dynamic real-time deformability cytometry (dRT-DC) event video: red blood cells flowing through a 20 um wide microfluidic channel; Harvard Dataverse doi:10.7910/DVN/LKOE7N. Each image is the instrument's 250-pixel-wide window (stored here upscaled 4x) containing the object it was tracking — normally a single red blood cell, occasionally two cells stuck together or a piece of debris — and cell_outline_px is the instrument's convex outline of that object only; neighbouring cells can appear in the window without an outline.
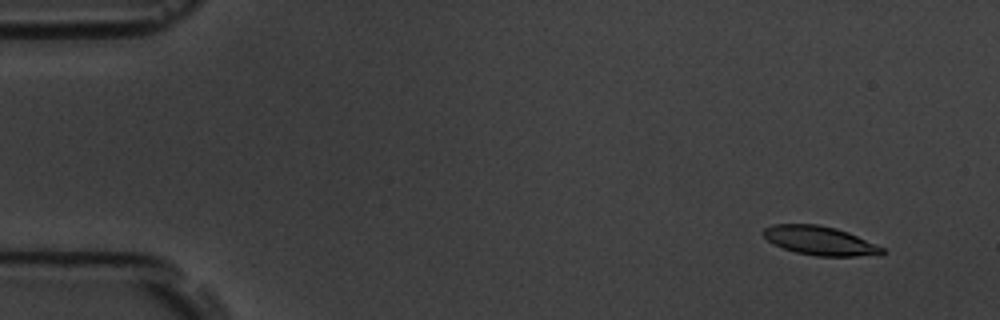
{"species": "common noctule bat (a hibernating species)", "species_latin": "Nyctalus noctula", "temperature_condition": "room temperature", "stored_images_in_passage": 6, "camera_frame_rate_fps": 3000, "um_per_image_px": 0.085, "animal": {"sex": "male", "body_mass_g": 19.5, "forearm_length_mm": 54.6}, "frame": {"image": 1, "passage_image": 1, "time_ms": 0.0, "image_size_px": [1000, 320], "cell_outline_px": [[884, 252], [880, 256], [816, 256], [796, 252], [784, 248], [768, 240], [760, 232], [764, 228], [772, 224], [816, 224], [836, 228], [848, 232], [884, 248]], "centroid_in_image_um": [69.7, 20.46], "position_along_channel_um": 15.3, "area_um2": 20.0}}
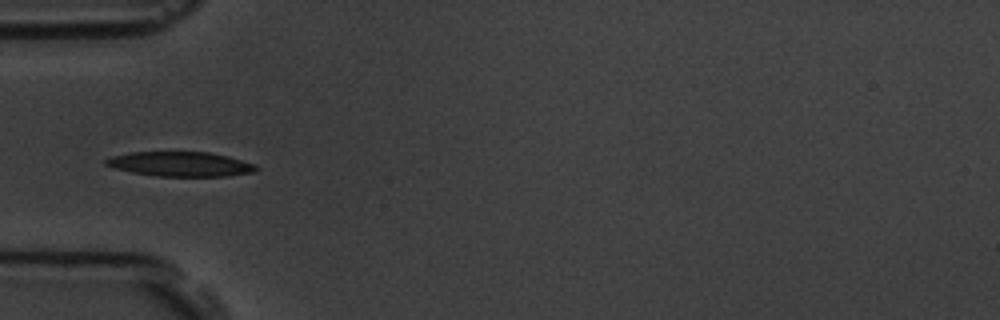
{"frame": {"image": 2, "passage_image": 5, "time_ms": 4.667, "image_size_px": [1000, 320], "cell_outline_px": [[260, 168], [252, 172], [228, 176], [156, 176], [132, 172], [112, 168], [104, 164], [104, 160], [112, 156], [132, 152], [208, 152], [228, 156], [256, 164]], "centroid_in_image_um": [15.33, 13.95], "position_along_channel_um": 69.7, "area_um2": 21.62}}
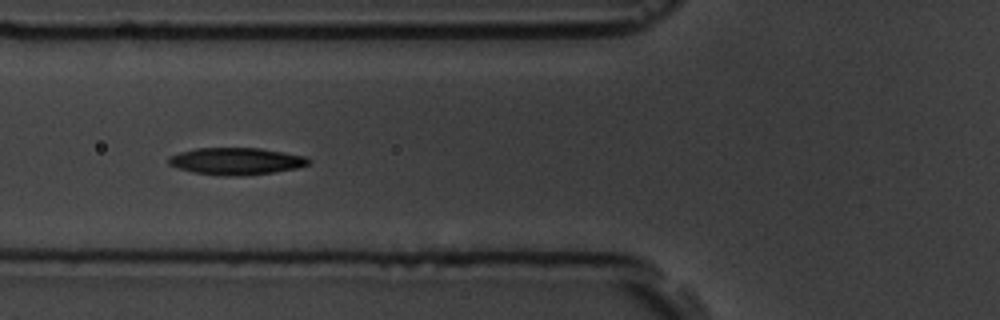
{"frame": {"image": 3, "passage_image": 6, "time_ms": 5.667, "image_size_px": [1000, 320], "cell_outline_px": [[312, 160], [308, 164], [296, 168], [272, 172], [240, 176], [224, 176], [192, 172], [168, 164], [168, 156], [180, 152], [196, 148], [260, 148], [284, 152], [304, 156]], "centroid_in_image_um": [20.06, 13.69], "position_along_channel_um": 105.7, "area_um2": 21.96}}